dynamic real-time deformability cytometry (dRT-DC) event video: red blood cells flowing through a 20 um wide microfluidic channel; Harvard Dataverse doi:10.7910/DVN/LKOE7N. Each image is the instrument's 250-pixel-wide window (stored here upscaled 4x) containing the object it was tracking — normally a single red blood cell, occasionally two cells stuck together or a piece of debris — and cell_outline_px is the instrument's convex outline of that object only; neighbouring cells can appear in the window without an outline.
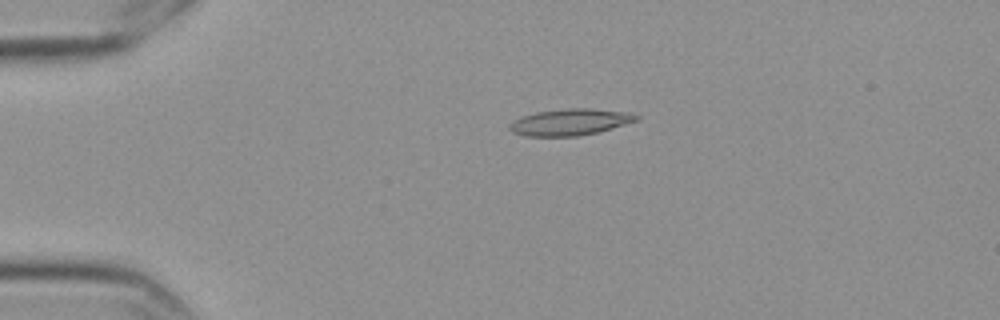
{"species": "Egyptian fruit bat (a non-hibernating species)", "species_latin": "Rousettus aegyptiacus", "temperature_condition": "cold", "stored_images_in_passage": 4, "camera_frame_rate_fps": 3000, "um_per_image_px": 0.085, "frame": {"image": 1, "passage_image": 1, "time_ms": 0.0, "image_size_px": [1000, 320], "cell_outline_px": [[640, 116], [636, 120], [624, 124], [596, 132], [576, 136], [524, 136], [512, 132], [508, 128], [508, 124], [512, 120], [520, 116], [536, 112], [568, 108], [588, 108], [624, 112]], "centroid_in_image_um": [48.34, 10.37], "position_along_channel_um": 36.7, "area_um2": 19.36}}
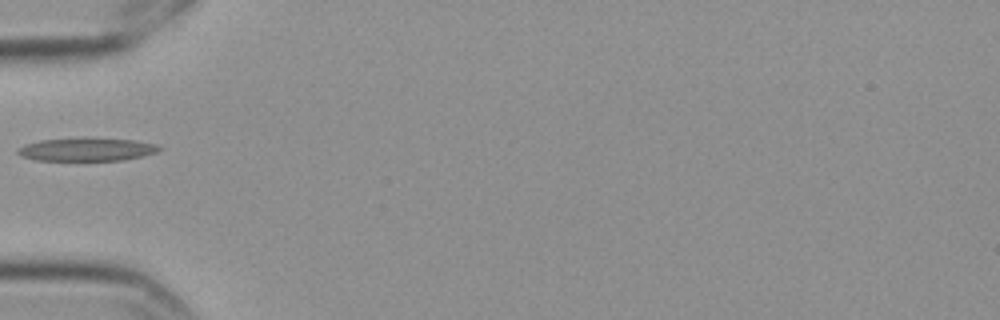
{"frame": {"image": 2, "passage_image": 3, "time_ms": 0.667, "image_size_px": [1000, 320], "cell_outline_px": [[164, 148], [156, 152], [124, 160], [36, 160], [20, 156], [16, 152], [16, 148], [24, 144], [40, 140], [80, 136], [84, 136], [136, 140], [156, 144]], "centroid_in_image_um": [7.33, 12.66], "position_along_channel_um": 77.7, "area_um2": 19.71}}
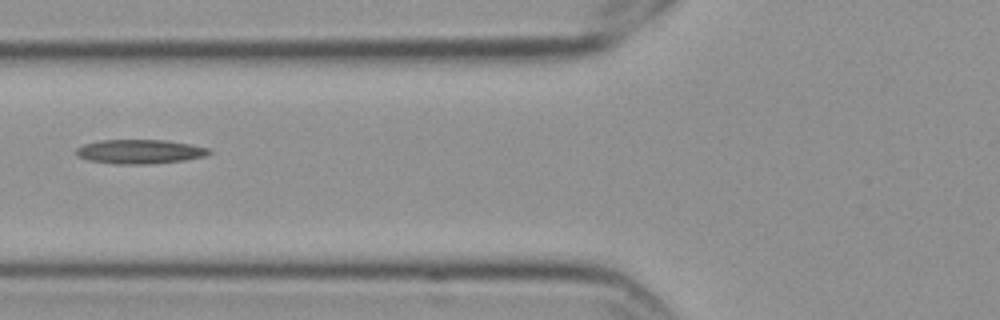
{"frame": {"image": 3, "passage_image": 4, "time_ms": 1.0, "image_size_px": [1000, 320], "cell_outline_px": [[212, 152], [204, 156], [184, 160], [148, 164], [116, 164], [88, 160], [76, 156], [76, 148], [84, 144], [100, 140], [164, 140], [188, 144], [208, 148]], "centroid_in_image_um": [11.83, 12.89], "position_along_channel_um": 114.0, "area_um2": 18.61}}